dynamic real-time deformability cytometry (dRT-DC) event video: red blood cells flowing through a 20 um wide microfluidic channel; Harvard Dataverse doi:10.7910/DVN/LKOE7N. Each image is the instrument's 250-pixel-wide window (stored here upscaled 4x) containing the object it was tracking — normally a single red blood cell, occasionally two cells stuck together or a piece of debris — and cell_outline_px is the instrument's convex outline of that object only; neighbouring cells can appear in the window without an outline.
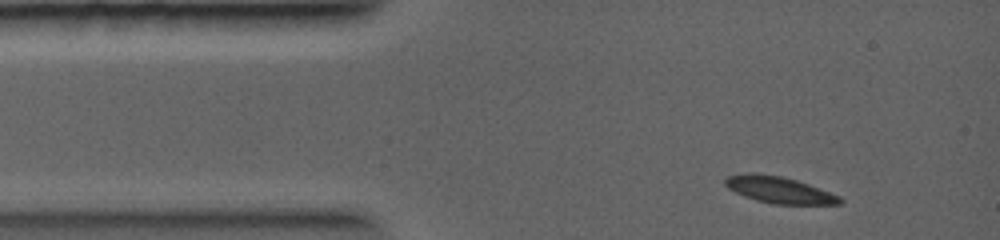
{"species": "common noctule bat (a hibernating species)", "species_latin": "Nyctalus noctula", "temperature_condition": "warm", "stored_images_in_passage": 2, "camera_frame_rate_fps": 5000, "um_per_image_px": 0.085, "animal": {"sex": "female", "body_mass_g": 19.0, "forearm_length_mm": 56.7}, "frame": {"image": 1, "passage_image": 1, "time_ms": 0.0, "image_size_px": [1000, 240], "cell_outline_px": [[844, 204], [772, 204], [756, 200], [744, 196], [728, 188], [724, 184], [724, 180], [728, 176], [748, 172], [756, 172], [780, 176], [796, 180], [808, 184], [840, 196], [844, 200]], "centroid_in_image_um": [66.22, 16.14], "position_along_channel_um": 18.8, "area_um2": 17.8}}